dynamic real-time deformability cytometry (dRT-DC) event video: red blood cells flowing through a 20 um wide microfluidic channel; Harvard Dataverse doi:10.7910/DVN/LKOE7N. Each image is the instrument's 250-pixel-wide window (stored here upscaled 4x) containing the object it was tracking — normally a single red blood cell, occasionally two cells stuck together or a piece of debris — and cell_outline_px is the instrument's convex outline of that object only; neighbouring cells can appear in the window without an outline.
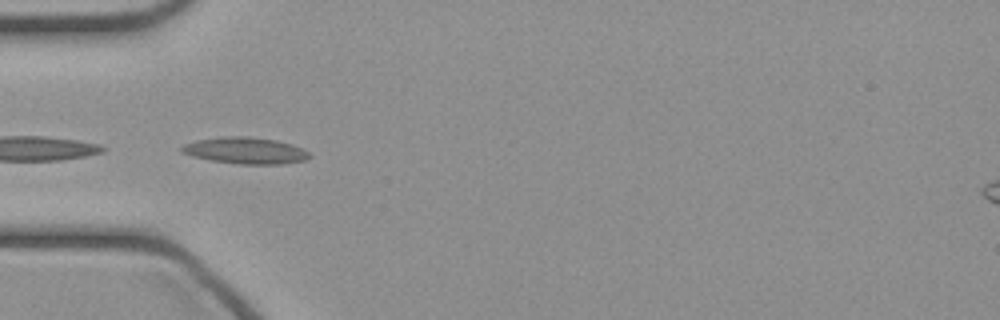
{"species": "common noctule bat (a hibernating species)", "species_latin": "Nyctalus noctula", "temperature_condition": "cold", "stored_images_in_passage": 16, "camera_frame_rate_fps": 3000, "um_per_image_px": 0.085, "animal": {"sex": "female", "body_mass_g": 21.9}, "frame": {"image": 1, "passage_image": 7, "time_ms": 2.0, "image_size_px": [1000, 320], "cell_outline_px": [[312, 156], [304, 160], [284, 164], [240, 164], [212, 160], [192, 156], [180, 152], [180, 148], [184, 144], [196, 140], [220, 136], [248, 136], [276, 140], [292, 144], [308, 152]], "centroid_in_image_um": [20.84, 12.79], "position_along_channel_um": 64.2, "area_um2": 19.77}}
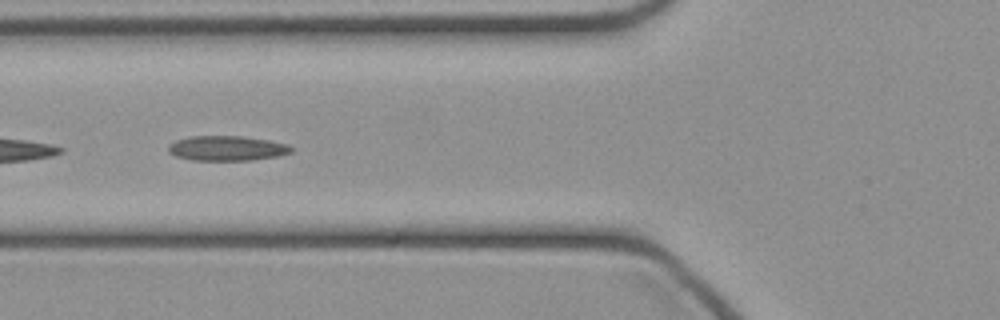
{"frame": {"image": 2, "passage_image": 10, "time_ms": 3.0, "image_size_px": [1000, 320], "cell_outline_px": [[292, 152], [276, 156], [252, 160], [192, 160], [176, 156], [168, 152], [168, 144], [176, 140], [188, 136], [240, 136], [268, 140], [288, 144], [292, 148]], "centroid_in_image_um": [19.25, 12.6], "position_along_channel_um": 106.5, "area_um2": 17.8}}